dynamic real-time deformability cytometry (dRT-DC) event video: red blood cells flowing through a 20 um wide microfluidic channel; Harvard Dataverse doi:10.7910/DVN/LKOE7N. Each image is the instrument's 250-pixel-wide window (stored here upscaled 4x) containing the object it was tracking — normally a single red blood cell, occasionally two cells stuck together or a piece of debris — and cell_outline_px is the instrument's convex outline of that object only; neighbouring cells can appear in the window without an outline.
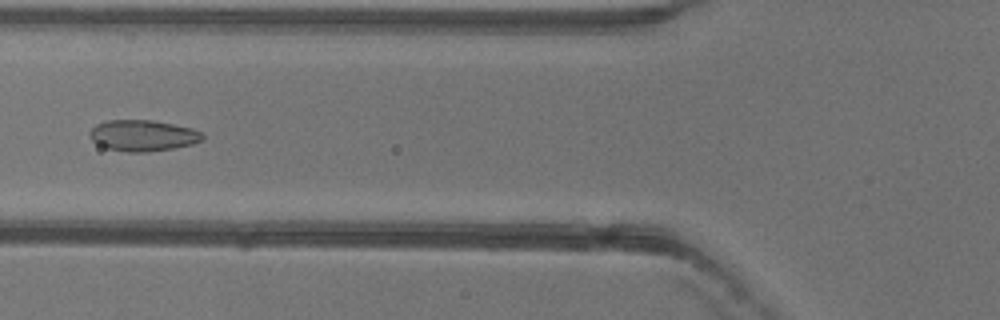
{"species": "common noctule bat (a hibernating species)", "species_latin": "Nyctalus noctula", "temperature_condition": "warm", "stored_images_in_passage": 52, "camera_frame_rate_fps": 3000, "um_per_image_px": 0.085, "animal": {"sex": "female"}, "frame": {"image": 1, "passage_image": 20, "time_ms": 6.333, "image_size_px": [1000, 320], "cell_outline_px": [[204, 140], [192, 144], [172, 148], [144, 152], [128, 152], [108, 148], [92, 140], [88, 132], [96, 124], [108, 120], [152, 120], [192, 128], [200, 132], [204, 136]], "centroid_in_image_um": [12.15, 11.51], "position_along_channel_um": 113.6, "area_um2": 20.23}}
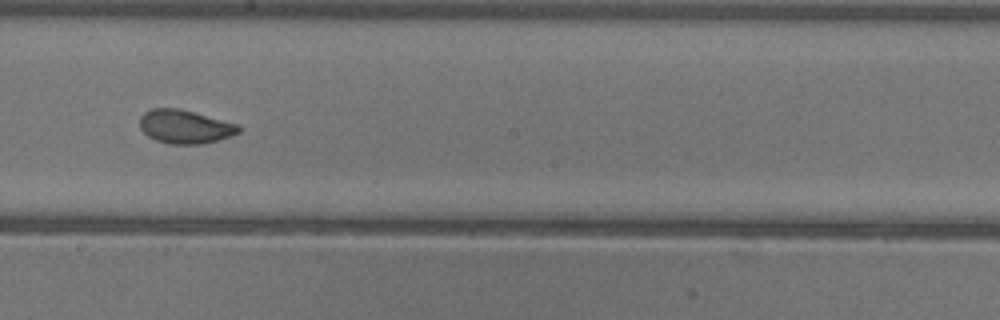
{"frame": {"image": 2, "passage_image": 29, "time_ms": 9.333, "image_size_px": [1000, 320], "cell_outline_px": [[240, 132], [232, 136], [204, 144], [168, 144], [156, 140], [148, 136], [140, 128], [140, 116], [144, 112], [152, 108], [180, 108], [240, 124]], "centroid_in_image_um": [15.75, 10.76], "position_along_channel_um": 232.5, "area_um2": 19.65}}
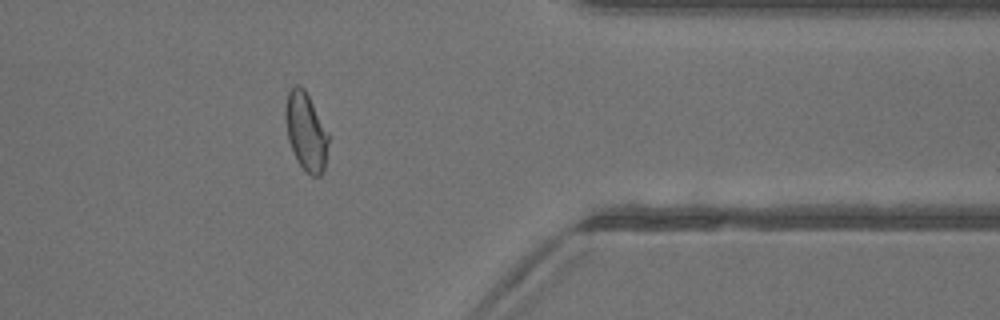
{"frame": {"image": 3, "passage_image": 42, "time_ms": 13.667, "image_size_px": [1000, 320], "cell_outline_px": [[328, 144], [324, 168], [320, 176], [312, 176], [296, 160], [288, 140], [284, 116], [284, 112], [288, 92], [292, 84], [300, 84], [304, 88], [328, 132]], "centroid_in_image_um": [25.98, 11.14], "position_along_channel_um": 385.4, "area_um2": 19.54}, "authors_computed_cell_mechanics": {"area_um2": 20.2878, "velocity_mm_per_s": 3.9574, "shape_relaxation_time_tau1_ms": 6.8362, "shape_relaxation_time_tau2_ms": 0.8399, "deformation_change_tau1": 0.1607, "deformation_change_tau2": 0.057}}